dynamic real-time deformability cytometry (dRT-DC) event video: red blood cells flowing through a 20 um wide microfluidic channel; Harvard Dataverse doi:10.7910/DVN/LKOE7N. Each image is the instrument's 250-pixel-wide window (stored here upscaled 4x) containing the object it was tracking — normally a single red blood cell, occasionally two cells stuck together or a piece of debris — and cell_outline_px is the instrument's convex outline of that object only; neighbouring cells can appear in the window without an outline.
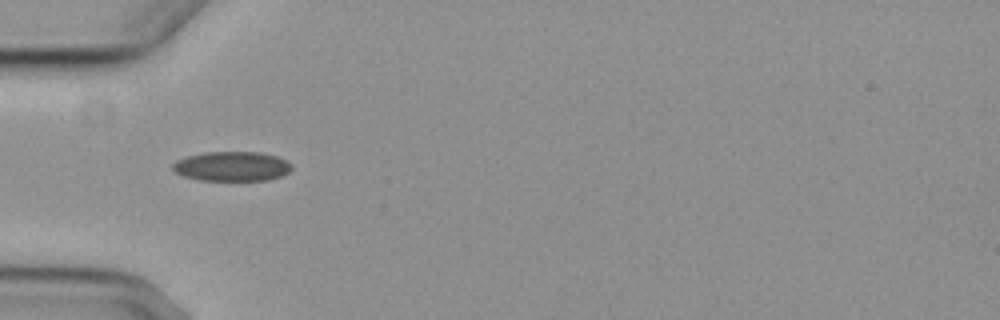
{"species": "common noctule bat (a hibernating species)", "species_latin": "Nyctalus noctula", "temperature_condition": "cold", "stored_images_in_passage": 5, "camera_frame_rate_fps": 3000, "um_per_image_px": 0.085, "animal": {"sex": "female", "body_mass_g": 29.2, "forearm_length_mm": 56.3}, "frame": {"image": 1, "passage_image": 4, "time_ms": 5.0, "image_size_px": [1000, 320], "cell_outline_px": [[292, 168], [288, 172], [280, 176], [268, 180], [200, 180], [184, 176], [176, 172], [172, 168], [172, 164], [176, 160], [188, 156], [204, 152], [260, 152], [276, 156], [292, 164]], "centroid_in_image_um": [19.7, 14.13], "position_along_channel_um": 65.3, "area_um2": 20.4}}